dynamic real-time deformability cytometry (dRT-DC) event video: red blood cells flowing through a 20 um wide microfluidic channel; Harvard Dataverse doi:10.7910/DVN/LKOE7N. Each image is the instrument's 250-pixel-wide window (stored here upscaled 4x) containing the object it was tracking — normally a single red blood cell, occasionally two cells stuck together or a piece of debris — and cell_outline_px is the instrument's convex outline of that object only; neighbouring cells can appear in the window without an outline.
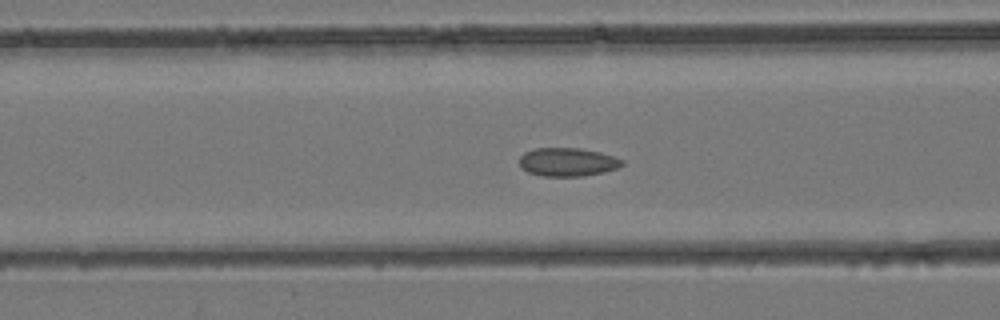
{"species": "common noctule bat (a hibernating species)", "species_latin": "Nyctalus noctula", "temperature_condition": "room temperature", "stored_images_in_passage": 42, "camera_frame_rate_fps": 3000, "um_per_image_px": 0.085, "animal": {"sex": "female", "body_mass_g": 24.6, "forearm_length_mm": 56.2}, "frame": {"image": 1, "passage_image": 17, "time_ms": 5.333, "image_size_px": [1000, 320], "cell_outline_px": [[624, 164], [616, 168], [604, 172], [584, 176], [544, 176], [528, 172], [520, 168], [520, 156], [524, 152], [536, 148], [580, 148], [600, 152], [624, 160]], "centroid_in_image_um": [48.23, 13.77], "position_along_channel_um": 118.4, "area_um2": 17.05}}
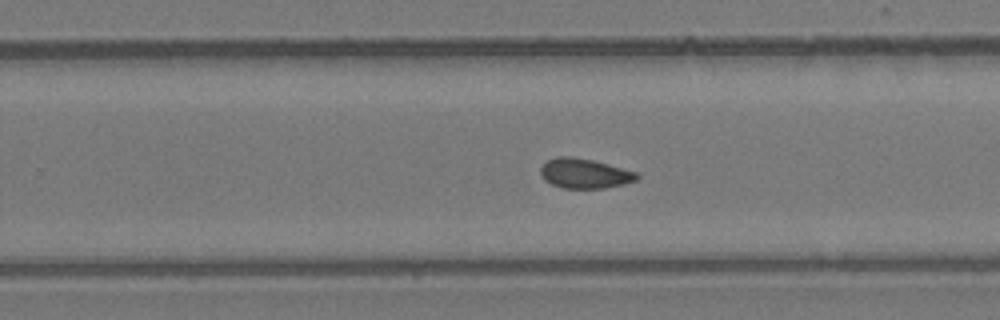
{"frame": {"image": 2, "passage_image": 27, "time_ms": 8.667, "image_size_px": [1000, 320], "cell_outline_px": [[640, 176], [636, 180], [624, 184], [604, 188], [564, 188], [552, 184], [544, 180], [540, 172], [540, 168], [548, 160], [556, 156], [572, 156], [592, 160], [636, 172]], "centroid_in_image_um": [49.67, 14.74], "position_along_channel_um": 280.1, "area_um2": 16.59}}
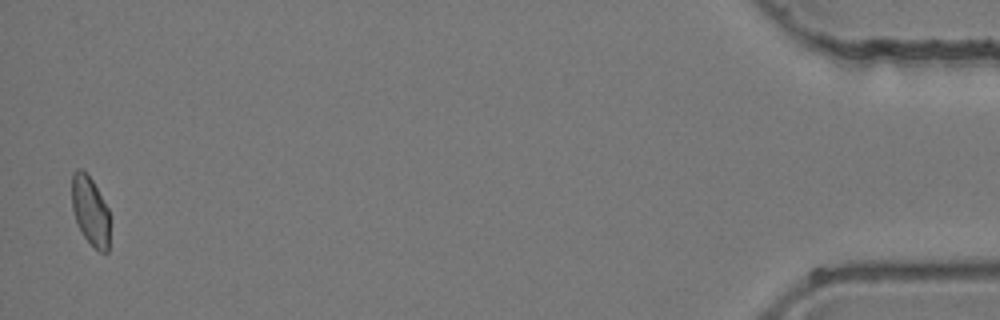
{"frame": {"image": 3, "passage_image": 42, "time_ms": 13.667, "image_size_px": [1000, 320], "cell_outline_px": [[108, 252], [100, 252], [84, 236], [76, 224], [72, 208], [72, 172], [76, 168], [80, 168], [92, 180], [108, 208]], "centroid_in_image_um": [7.64, 17.89], "position_along_channel_um": 427.6, "area_um2": 15.03}}